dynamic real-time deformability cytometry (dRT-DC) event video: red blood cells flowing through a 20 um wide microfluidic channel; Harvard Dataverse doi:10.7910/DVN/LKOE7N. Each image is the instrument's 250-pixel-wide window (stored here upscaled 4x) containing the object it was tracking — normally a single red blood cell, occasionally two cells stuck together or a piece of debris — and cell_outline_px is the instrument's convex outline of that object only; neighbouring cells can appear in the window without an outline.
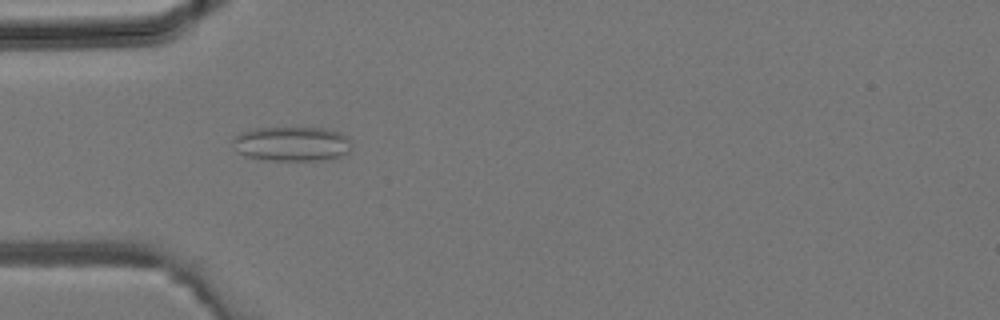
{"species": "common noctule bat (a hibernating species)", "species_latin": "Nyctalus noctula", "temperature_condition": "room temperature", "stored_images_in_passage": 4, "camera_frame_rate_fps": 3000, "um_per_image_px": 0.085, "animal": {"sex": "male", "body_mass_g": 19.2, "forearm_length_mm": 51.8}, "frame": {"image": 1, "passage_image": 3, "time_ms": 0.667, "image_size_px": [1000, 320], "cell_outline_px": [[352, 148], [348, 152], [340, 156], [324, 160], [272, 160], [248, 156], [236, 152], [232, 140], [240, 132], [252, 128], [320, 128], [340, 132], [348, 136]], "centroid_in_image_um": [24.81, 12.22], "position_along_channel_um": 60.2, "area_um2": 23.93}}
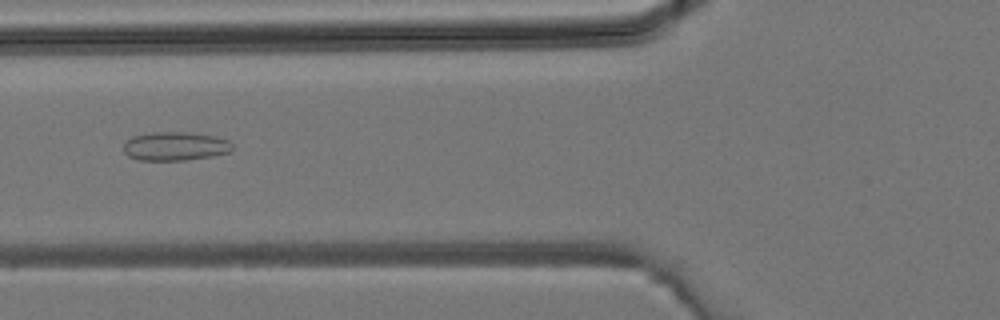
{"frame": {"image": 2, "passage_image": 4, "time_ms": 1.0, "image_size_px": [1000, 320], "cell_outline_px": [[232, 148], [228, 152], [212, 156], [184, 160], [140, 160], [128, 156], [124, 152], [124, 140], [132, 136], [152, 132], [188, 132], [216, 136], [228, 140], [232, 144]], "centroid_in_image_um": [14.86, 12.42], "position_along_channel_um": 110.9, "area_um2": 18.26}}